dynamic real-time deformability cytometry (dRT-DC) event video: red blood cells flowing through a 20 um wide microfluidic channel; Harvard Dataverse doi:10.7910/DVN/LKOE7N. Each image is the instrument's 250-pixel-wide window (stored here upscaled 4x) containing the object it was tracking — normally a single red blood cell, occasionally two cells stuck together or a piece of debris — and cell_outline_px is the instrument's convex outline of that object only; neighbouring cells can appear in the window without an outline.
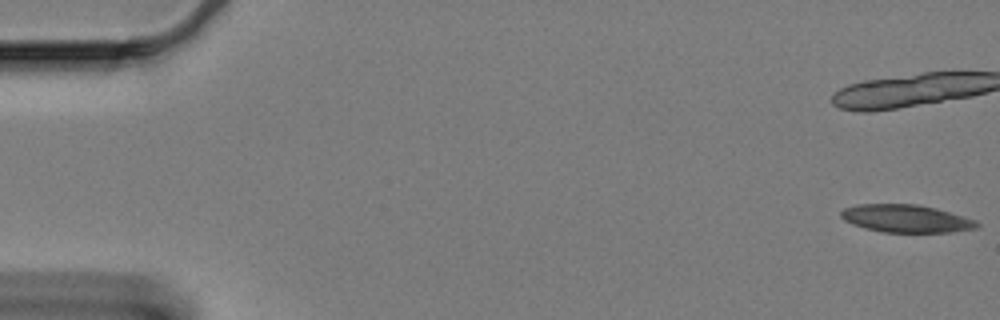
{"species": "Egyptian fruit bat (a non-hibernating species)", "species_latin": "Rousettus aegyptiacus", "temperature_condition": "cold", "stored_images_in_passage": 22, "camera_frame_rate_fps": 3000, "um_per_image_px": 0.085, "animal": {"sex": "female"}, "frame": {"image": 1, "passage_image": 1, "time_ms": 0.0, "image_size_px": [1000, 320], "cell_outline_px": [[980, 224], [976, 228], [948, 232], [880, 232], [864, 228], [852, 224], [844, 220], [840, 216], [840, 212], [844, 208], [856, 204], [916, 204], [936, 208], [976, 220]], "centroid_in_image_um": [76.97, 18.57], "position_along_channel_um": 8.0, "area_um2": 21.96}}